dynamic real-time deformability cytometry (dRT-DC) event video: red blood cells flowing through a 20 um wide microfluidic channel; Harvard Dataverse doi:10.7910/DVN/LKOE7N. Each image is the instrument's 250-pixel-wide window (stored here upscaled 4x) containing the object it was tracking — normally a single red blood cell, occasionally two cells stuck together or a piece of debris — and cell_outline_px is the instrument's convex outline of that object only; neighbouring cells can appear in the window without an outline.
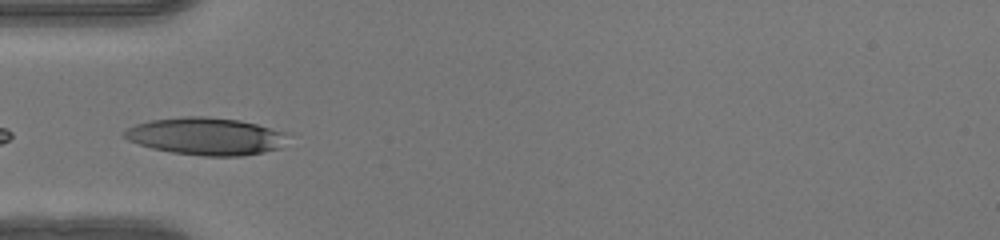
{"species": "human", "species_latin": "Homo sapiens", "temperature_condition": "warm", "stored_images_in_passage": 34, "segment_of_instrument_passage": [2, 2], "camera_frame_rate_fps": 3000, "um_per_image_px": 0.085, "donor": {"sex": "female"}, "frame": {"image": 1, "passage_image": 13, "time_ms": 4.0, "image_size_px": [1000, 240], "cell_outline_px": [[276, 148], [260, 152], [232, 156], [212, 156], [176, 152], [156, 148], [140, 144], [124, 136], [124, 132], [140, 124], [156, 120], [236, 120], [256, 124], [276, 132]], "centroid_in_image_um": [17.38, 11.64], "position_along_channel_um": 67.6, "area_um2": 31.44}}